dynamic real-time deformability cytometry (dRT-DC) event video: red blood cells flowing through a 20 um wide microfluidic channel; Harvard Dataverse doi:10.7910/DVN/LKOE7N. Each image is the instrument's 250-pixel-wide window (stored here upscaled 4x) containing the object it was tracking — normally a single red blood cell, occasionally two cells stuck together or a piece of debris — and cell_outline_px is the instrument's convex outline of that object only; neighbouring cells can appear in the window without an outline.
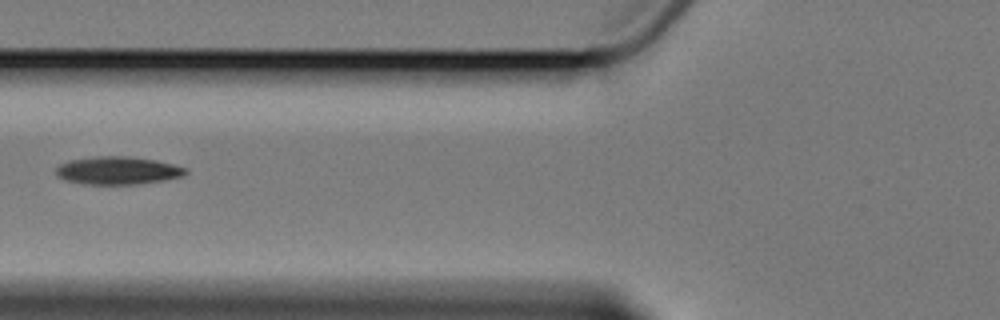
{"species": "Egyptian fruit bat (a non-hibernating species)", "species_latin": "Rousettus aegyptiacus", "temperature_condition": "cold", "stored_images_in_passage": 3, "camera_frame_rate_fps": 3000, "um_per_image_px": 0.085, "animal": {"sex": "female"}, "frame": {"image": 1, "passage_image": 3, "time_ms": 2.333, "image_size_px": [1000, 320], "cell_outline_px": [[188, 172], [184, 176], [164, 180], [136, 184], [84, 184], [64, 180], [56, 176], [56, 168], [60, 164], [68, 160], [96, 156], [124, 156], [156, 160], [188, 168]], "centroid_in_image_um": [10.0, 14.49], "position_along_channel_um": 115.8, "area_um2": 21.15}}